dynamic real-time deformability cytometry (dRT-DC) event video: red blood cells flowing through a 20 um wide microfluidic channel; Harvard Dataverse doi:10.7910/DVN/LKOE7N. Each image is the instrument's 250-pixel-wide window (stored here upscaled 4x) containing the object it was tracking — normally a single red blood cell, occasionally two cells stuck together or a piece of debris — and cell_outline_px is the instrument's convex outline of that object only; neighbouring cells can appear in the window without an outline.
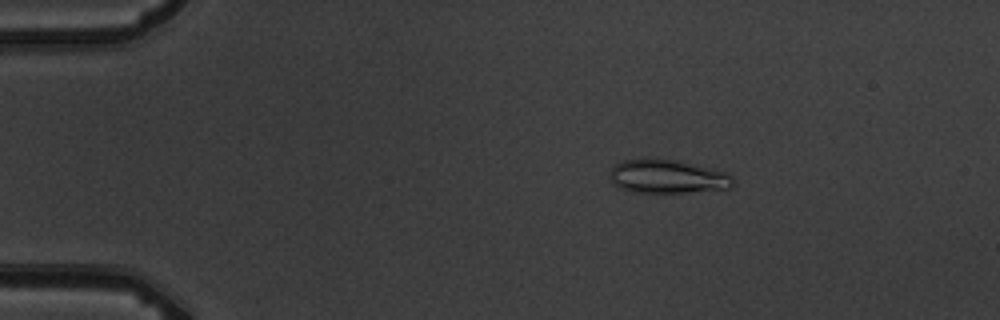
{"species": "common noctule bat (a hibernating species)", "species_latin": "Nyctalus noctula", "temperature_condition": "warm", "stored_images_in_passage": 3, "camera_frame_rate_fps": 3000, "um_per_image_px": 0.085, "animal": {"sex": "male", "body_mass_g": 19.5, "forearm_length_mm": 54.6}, "frame": {"image": 1, "passage_image": 1, "time_ms": 0.0, "image_size_px": [1000, 320], "cell_outline_px": [[732, 188], [684, 192], [632, 192], [620, 188], [612, 184], [612, 168], [616, 164], [624, 160], [676, 160], [712, 168], [728, 172], [732, 176]], "centroid_in_image_um": [56.78, 15.02], "position_along_channel_um": 28.2, "area_um2": 23.64}}